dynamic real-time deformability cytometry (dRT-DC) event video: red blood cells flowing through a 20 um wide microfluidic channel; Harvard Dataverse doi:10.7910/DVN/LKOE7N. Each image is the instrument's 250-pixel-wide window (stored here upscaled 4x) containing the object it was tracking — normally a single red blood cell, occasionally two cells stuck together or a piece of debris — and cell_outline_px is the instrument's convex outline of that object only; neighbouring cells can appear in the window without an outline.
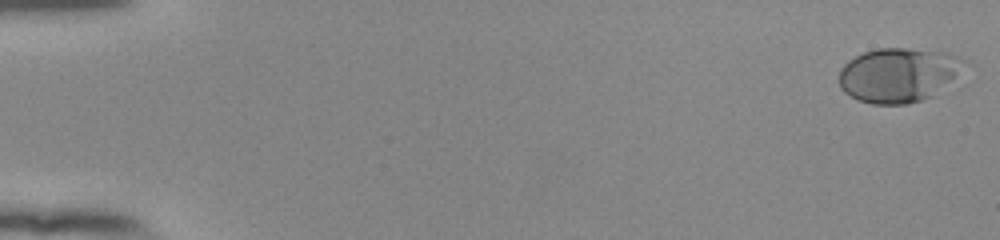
{"species": "human", "species_latin": "Homo sapiens", "temperature_condition": "room temperature", "stored_images_in_passage": 54, "camera_frame_rate_fps": 3000, "um_per_image_px": 0.085, "donor": {"sex": "female"}, "frame": {"image": 1, "passage_image": 1, "time_ms": 0.0, "image_size_px": [1000, 240], "cell_outline_px": [[960, 60], [952, 76], [932, 96], [924, 100], [908, 104], [872, 104], [860, 100], [844, 92], [840, 88], [840, 68], [848, 60], [864, 52], [876, 48], [904, 48], [940, 52], [960, 56]], "centroid_in_image_um": [76.21, 6.38], "position_along_channel_um": 8.8, "area_um2": 38.38}}
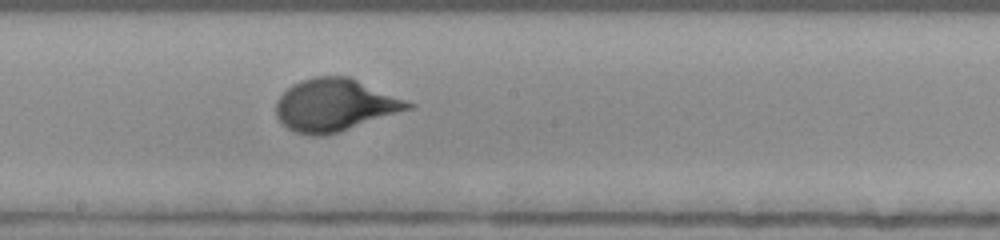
{"frame": {"image": 2, "passage_image": 31, "time_ms": 10.0, "image_size_px": [1000, 240], "cell_outline_px": [[416, 108], [340, 132], [324, 136], [312, 136], [296, 132], [288, 128], [276, 116], [276, 100], [292, 84], [300, 80], [312, 76], [348, 76], [416, 104]], "centroid_in_image_um": [28.49, 8.94], "position_along_channel_um": 219.7, "area_um2": 40.63}}
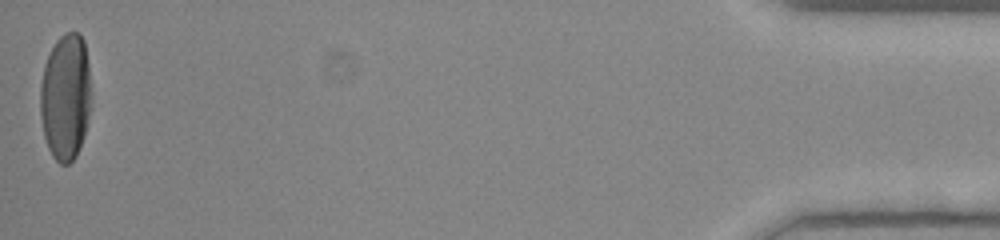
{"frame": {"image": 3, "passage_image": 54, "time_ms": 17.667, "image_size_px": [1000, 240], "cell_outline_px": [[92, 108], [84, 136], [76, 156], [68, 164], [60, 164], [52, 156], [48, 148], [44, 136], [40, 116], [40, 84], [44, 64], [56, 40], [64, 32], [80, 32], [84, 40], [88, 64], [92, 92]], "centroid_in_image_um": [5.59, 8.24], "position_along_channel_um": 429.6, "area_um2": 38.38}, "authors_computed_cell_mechanics": {"area_um2": 37.281, "velocity_mm_per_s": 3.8717, "shape_relaxation_time_tau1_ms": 3.1123, "shape_relaxation_time_tau2_ms": null, "deformation_change_tau1": 0.2022, "deformation_change_tau2": null}}